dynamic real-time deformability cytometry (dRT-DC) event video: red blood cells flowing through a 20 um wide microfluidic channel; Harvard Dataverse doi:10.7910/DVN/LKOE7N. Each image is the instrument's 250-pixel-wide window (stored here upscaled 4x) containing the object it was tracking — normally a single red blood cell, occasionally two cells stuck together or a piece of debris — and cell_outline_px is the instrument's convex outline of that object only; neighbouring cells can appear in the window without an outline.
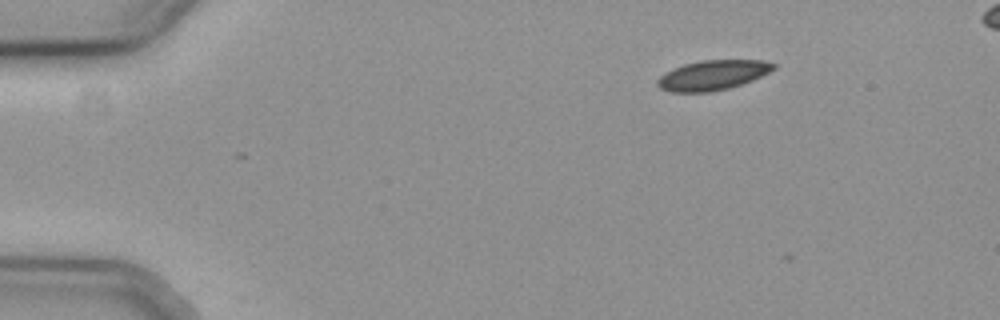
{"species": "common noctule bat (a hibernating species)", "species_latin": "Nyctalus noctula", "temperature_condition": "cold", "stored_images_in_passage": 4, "camera_frame_rate_fps": 3000, "um_per_image_px": 0.085, "animal": {"sex": "female", "body_mass_g": 19.3, "forearm_length_mm": 54.1}, "frame": {"image": 1, "passage_image": 1, "time_ms": 0.0, "image_size_px": [1000, 320], "cell_outline_px": [[776, 68], [752, 80], [728, 88], [708, 92], [672, 92], [660, 88], [656, 84], [656, 80], [660, 76], [684, 64], [700, 60], [764, 60], [776, 64]], "centroid_in_image_um": [60.58, 6.38], "position_along_channel_um": 24.4, "area_um2": 19.94}}